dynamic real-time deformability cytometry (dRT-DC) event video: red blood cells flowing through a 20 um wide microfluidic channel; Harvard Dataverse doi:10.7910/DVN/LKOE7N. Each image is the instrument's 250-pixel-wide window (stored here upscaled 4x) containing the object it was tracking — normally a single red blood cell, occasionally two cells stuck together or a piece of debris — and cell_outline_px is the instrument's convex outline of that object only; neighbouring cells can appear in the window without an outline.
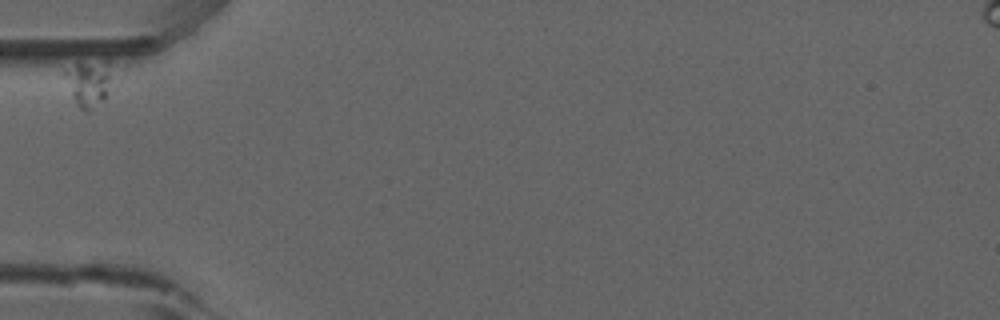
{"species": "common noctule bat (a hibernating species)", "species_latin": "Nyctalus noctula", "temperature_condition": "room temperature", "stored_images_in_passage": 4, "camera_frame_rate_fps": 3000, "um_per_image_px": 0.085, "animal": {"sex": "male", "forearm_length_mm": 52.5}, "frame": {"image": 1, "passage_image": 1, "time_ms": 0.0, "image_size_px": [1000, 320], "cell_outline_px": [[112, 88], [108, 96], [104, 100], [88, 112], [80, 108], [76, 104], [72, 96], [64, 72], [76, 64], [104, 60], [108, 60]], "centroid_in_image_um": [7.6, 7.09], "position_along_channel_um": 77.4, "area_um2": 12.6}}